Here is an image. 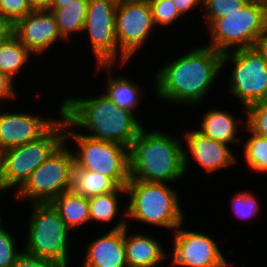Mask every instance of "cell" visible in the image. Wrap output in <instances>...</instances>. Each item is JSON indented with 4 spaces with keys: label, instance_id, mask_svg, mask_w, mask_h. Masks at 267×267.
<instances>
[{
    "label": "cell",
    "instance_id": "6da1fadb",
    "mask_svg": "<svg viewBox=\"0 0 267 267\" xmlns=\"http://www.w3.org/2000/svg\"><path fill=\"white\" fill-rule=\"evenodd\" d=\"M193 47L183 55L164 61L162 66L160 64L150 81L155 98L175 107L194 108L204 104L201 102L206 101L209 91H213L221 72L225 73L222 53L207 45L195 44Z\"/></svg>",
    "mask_w": 267,
    "mask_h": 267
},
{
    "label": "cell",
    "instance_id": "7a4b0ae2",
    "mask_svg": "<svg viewBox=\"0 0 267 267\" xmlns=\"http://www.w3.org/2000/svg\"><path fill=\"white\" fill-rule=\"evenodd\" d=\"M62 116L89 138L119 143L128 148L145 126L133 112L119 108L104 92L93 97L65 96Z\"/></svg>",
    "mask_w": 267,
    "mask_h": 267
},
{
    "label": "cell",
    "instance_id": "3957f363",
    "mask_svg": "<svg viewBox=\"0 0 267 267\" xmlns=\"http://www.w3.org/2000/svg\"><path fill=\"white\" fill-rule=\"evenodd\" d=\"M144 126L129 148L130 179L174 184L185 177L182 135ZM181 138V139H180Z\"/></svg>",
    "mask_w": 267,
    "mask_h": 267
},
{
    "label": "cell",
    "instance_id": "277c9868",
    "mask_svg": "<svg viewBox=\"0 0 267 267\" xmlns=\"http://www.w3.org/2000/svg\"><path fill=\"white\" fill-rule=\"evenodd\" d=\"M170 185L129 179L125 186L128 200H124L127 208V226L132 227L130 224L133 221L143 226L151 225L152 228L162 227L172 233L185 222L186 216L179 198L181 195Z\"/></svg>",
    "mask_w": 267,
    "mask_h": 267
},
{
    "label": "cell",
    "instance_id": "5b68a950",
    "mask_svg": "<svg viewBox=\"0 0 267 267\" xmlns=\"http://www.w3.org/2000/svg\"><path fill=\"white\" fill-rule=\"evenodd\" d=\"M27 238L23 250L31 255L48 259L63 267H72L70 242L75 235L60 217L51 202L30 203ZM71 238V239H70ZM71 250V251H69Z\"/></svg>",
    "mask_w": 267,
    "mask_h": 267
},
{
    "label": "cell",
    "instance_id": "8992f818",
    "mask_svg": "<svg viewBox=\"0 0 267 267\" xmlns=\"http://www.w3.org/2000/svg\"><path fill=\"white\" fill-rule=\"evenodd\" d=\"M267 29V5L249 0L242 8L215 19L205 31L204 45L225 53L236 49L256 47ZM209 31V32H208Z\"/></svg>",
    "mask_w": 267,
    "mask_h": 267
},
{
    "label": "cell",
    "instance_id": "52a82bcc",
    "mask_svg": "<svg viewBox=\"0 0 267 267\" xmlns=\"http://www.w3.org/2000/svg\"><path fill=\"white\" fill-rule=\"evenodd\" d=\"M65 141L63 116L41 137L27 144L0 152L1 180L4 189L16 193L29 176ZM10 189V190H9Z\"/></svg>",
    "mask_w": 267,
    "mask_h": 267
},
{
    "label": "cell",
    "instance_id": "ba28073f",
    "mask_svg": "<svg viewBox=\"0 0 267 267\" xmlns=\"http://www.w3.org/2000/svg\"><path fill=\"white\" fill-rule=\"evenodd\" d=\"M65 141L70 146L74 143L71 147L77 166L109 176L120 187L126 186L130 179L128 147L89 138L78 132L66 119Z\"/></svg>",
    "mask_w": 267,
    "mask_h": 267
},
{
    "label": "cell",
    "instance_id": "9c48e42d",
    "mask_svg": "<svg viewBox=\"0 0 267 267\" xmlns=\"http://www.w3.org/2000/svg\"><path fill=\"white\" fill-rule=\"evenodd\" d=\"M227 63L228 66L232 64L227 96L236 98L245 114L250 105L267 101V64L257 47L223 53L222 69L227 70Z\"/></svg>",
    "mask_w": 267,
    "mask_h": 267
},
{
    "label": "cell",
    "instance_id": "30bf717a",
    "mask_svg": "<svg viewBox=\"0 0 267 267\" xmlns=\"http://www.w3.org/2000/svg\"><path fill=\"white\" fill-rule=\"evenodd\" d=\"M74 164L72 147L64 141L12 195L13 199L24 203L52 202L63 192L70 190L71 170Z\"/></svg>",
    "mask_w": 267,
    "mask_h": 267
},
{
    "label": "cell",
    "instance_id": "8fae6325",
    "mask_svg": "<svg viewBox=\"0 0 267 267\" xmlns=\"http://www.w3.org/2000/svg\"><path fill=\"white\" fill-rule=\"evenodd\" d=\"M155 29L148 0L118 2L115 12V38L119 49V65H127L137 52L139 54L152 40L151 36H155Z\"/></svg>",
    "mask_w": 267,
    "mask_h": 267
},
{
    "label": "cell",
    "instance_id": "7c38bea8",
    "mask_svg": "<svg viewBox=\"0 0 267 267\" xmlns=\"http://www.w3.org/2000/svg\"><path fill=\"white\" fill-rule=\"evenodd\" d=\"M182 222L171 234V250L167 249L173 267H228L232 265L221 251L214 236L188 230ZM172 241V242H171Z\"/></svg>",
    "mask_w": 267,
    "mask_h": 267
},
{
    "label": "cell",
    "instance_id": "4fadbf2b",
    "mask_svg": "<svg viewBox=\"0 0 267 267\" xmlns=\"http://www.w3.org/2000/svg\"><path fill=\"white\" fill-rule=\"evenodd\" d=\"M115 0H88L83 34L96 65H119V49L115 38Z\"/></svg>",
    "mask_w": 267,
    "mask_h": 267
},
{
    "label": "cell",
    "instance_id": "5bb4252c",
    "mask_svg": "<svg viewBox=\"0 0 267 267\" xmlns=\"http://www.w3.org/2000/svg\"><path fill=\"white\" fill-rule=\"evenodd\" d=\"M180 134L185 143L183 150L186 175L187 172L189 174V167L192 165L190 161L203 168V172L208 176L213 175V172L237 166L239 156L234 152L233 147L205 136L194 127Z\"/></svg>",
    "mask_w": 267,
    "mask_h": 267
},
{
    "label": "cell",
    "instance_id": "9a60e30c",
    "mask_svg": "<svg viewBox=\"0 0 267 267\" xmlns=\"http://www.w3.org/2000/svg\"><path fill=\"white\" fill-rule=\"evenodd\" d=\"M0 108L2 107L0 106ZM5 109H0V152L37 140L62 116V102L56 112L59 116L53 118L50 115L48 117L42 115L43 111H41V114H37L35 111L30 113L28 109L18 112L17 109L16 111H11V109L7 111V106Z\"/></svg>",
    "mask_w": 267,
    "mask_h": 267
},
{
    "label": "cell",
    "instance_id": "2e32d148",
    "mask_svg": "<svg viewBox=\"0 0 267 267\" xmlns=\"http://www.w3.org/2000/svg\"><path fill=\"white\" fill-rule=\"evenodd\" d=\"M13 34L35 57L46 55L57 43H64L50 10L31 11L13 25Z\"/></svg>",
    "mask_w": 267,
    "mask_h": 267
},
{
    "label": "cell",
    "instance_id": "e0dca14e",
    "mask_svg": "<svg viewBox=\"0 0 267 267\" xmlns=\"http://www.w3.org/2000/svg\"><path fill=\"white\" fill-rule=\"evenodd\" d=\"M89 242L80 267H127L124 228L108 229Z\"/></svg>",
    "mask_w": 267,
    "mask_h": 267
},
{
    "label": "cell",
    "instance_id": "ac0fdd59",
    "mask_svg": "<svg viewBox=\"0 0 267 267\" xmlns=\"http://www.w3.org/2000/svg\"><path fill=\"white\" fill-rule=\"evenodd\" d=\"M130 228H124L127 267H160L161 263L169 262L168 252L160 239L139 229L137 232L132 229L131 233Z\"/></svg>",
    "mask_w": 267,
    "mask_h": 267
},
{
    "label": "cell",
    "instance_id": "d6986e66",
    "mask_svg": "<svg viewBox=\"0 0 267 267\" xmlns=\"http://www.w3.org/2000/svg\"><path fill=\"white\" fill-rule=\"evenodd\" d=\"M206 111L205 114H201V118V115L198 114L200 122H198V127L195 125V129L218 142L225 143L229 146L233 145V147L241 146L243 142L238 133H240L241 123L247 125V114L244 115L245 119L243 116L242 118H237L232 111L218 108V106L217 108L215 106L214 108L206 109Z\"/></svg>",
    "mask_w": 267,
    "mask_h": 267
},
{
    "label": "cell",
    "instance_id": "ffe728a7",
    "mask_svg": "<svg viewBox=\"0 0 267 267\" xmlns=\"http://www.w3.org/2000/svg\"><path fill=\"white\" fill-rule=\"evenodd\" d=\"M97 66L98 72H108L107 82L105 83L104 89L102 90L105 95L119 108L126 109L133 112L136 116L139 111L138 108L141 106V100L143 98V89L140 88L139 82L132 81L126 74L124 75H113L115 67H122L126 65H95ZM115 76V77H114ZM136 112V113H135Z\"/></svg>",
    "mask_w": 267,
    "mask_h": 267
},
{
    "label": "cell",
    "instance_id": "44dd1931",
    "mask_svg": "<svg viewBox=\"0 0 267 267\" xmlns=\"http://www.w3.org/2000/svg\"><path fill=\"white\" fill-rule=\"evenodd\" d=\"M121 197H127L125 187L89 197L90 224L96 222L95 225L98 223L106 226L107 224H114L113 221H118L114 226H110V230L127 227V208L126 205L121 204L123 202Z\"/></svg>",
    "mask_w": 267,
    "mask_h": 267
},
{
    "label": "cell",
    "instance_id": "7402d4cb",
    "mask_svg": "<svg viewBox=\"0 0 267 267\" xmlns=\"http://www.w3.org/2000/svg\"><path fill=\"white\" fill-rule=\"evenodd\" d=\"M67 227L74 232L90 224L89 198L74 194L70 190L63 192L52 202Z\"/></svg>",
    "mask_w": 267,
    "mask_h": 267
},
{
    "label": "cell",
    "instance_id": "603a6c76",
    "mask_svg": "<svg viewBox=\"0 0 267 267\" xmlns=\"http://www.w3.org/2000/svg\"><path fill=\"white\" fill-rule=\"evenodd\" d=\"M120 186L109 176L80 168L76 164L71 170L70 191L92 197L115 191Z\"/></svg>",
    "mask_w": 267,
    "mask_h": 267
},
{
    "label": "cell",
    "instance_id": "cb8c5ba5",
    "mask_svg": "<svg viewBox=\"0 0 267 267\" xmlns=\"http://www.w3.org/2000/svg\"><path fill=\"white\" fill-rule=\"evenodd\" d=\"M87 4L88 0H72V2L66 4L63 8L50 9L55 17L60 36L65 43L75 41L73 40L74 35L78 36L80 34L79 37L82 36Z\"/></svg>",
    "mask_w": 267,
    "mask_h": 267
},
{
    "label": "cell",
    "instance_id": "d4e9b609",
    "mask_svg": "<svg viewBox=\"0 0 267 267\" xmlns=\"http://www.w3.org/2000/svg\"><path fill=\"white\" fill-rule=\"evenodd\" d=\"M31 58L36 57L14 34L0 44V71L16 82L15 78H19L20 73L26 71L27 65L32 63Z\"/></svg>",
    "mask_w": 267,
    "mask_h": 267
},
{
    "label": "cell",
    "instance_id": "484cf974",
    "mask_svg": "<svg viewBox=\"0 0 267 267\" xmlns=\"http://www.w3.org/2000/svg\"><path fill=\"white\" fill-rule=\"evenodd\" d=\"M245 126L244 130L248 133V137L242 146H240L243 150L242 153L244 156V165H246L250 171L255 172L259 175H267V139L260 137L253 133L247 125Z\"/></svg>",
    "mask_w": 267,
    "mask_h": 267
},
{
    "label": "cell",
    "instance_id": "4316f807",
    "mask_svg": "<svg viewBox=\"0 0 267 267\" xmlns=\"http://www.w3.org/2000/svg\"><path fill=\"white\" fill-rule=\"evenodd\" d=\"M230 198V210L233 211V215L239 220H243L244 222L250 219L253 221L257 219L256 217L259 216V213L262 209H260L262 205L261 202L259 203V199H257V195L252 192V189H243L240 192H234ZM260 209V210H259ZM258 215V216H257Z\"/></svg>",
    "mask_w": 267,
    "mask_h": 267
},
{
    "label": "cell",
    "instance_id": "83f0119b",
    "mask_svg": "<svg viewBox=\"0 0 267 267\" xmlns=\"http://www.w3.org/2000/svg\"><path fill=\"white\" fill-rule=\"evenodd\" d=\"M249 0H203V9L201 17L208 27L215 19L227 16V14L236 12Z\"/></svg>",
    "mask_w": 267,
    "mask_h": 267
},
{
    "label": "cell",
    "instance_id": "f1b7e54d",
    "mask_svg": "<svg viewBox=\"0 0 267 267\" xmlns=\"http://www.w3.org/2000/svg\"><path fill=\"white\" fill-rule=\"evenodd\" d=\"M152 10L153 22L158 31L161 28H165L168 32L169 27L175 26L174 23L180 19H183V16L178 12L176 6L172 0H148ZM182 17V18H181Z\"/></svg>",
    "mask_w": 267,
    "mask_h": 267
},
{
    "label": "cell",
    "instance_id": "f546056e",
    "mask_svg": "<svg viewBox=\"0 0 267 267\" xmlns=\"http://www.w3.org/2000/svg\"><path fill=\"white\" fill-rule=\"evenodd\" d=\"M4 225H6L5 222L0 225V267H12L23 252V247L21 249L17 247L16 235L11 231L9 232Z\"/></svg>",
    "mask_w": 267,
    "mask_h": 267
},
{
    "label": "cell",
    "instance_id": "4dcf8cb0",
    "mask_svg": "<svg viewBox=\"0 0 267 267\" xmlns=\"http://www.w3.org/2000/svg\"><path fill=\"white\" fill-rule=\"evenodd\" d=\"M246 111L247 127L256 135L267 139V101L254 103Z\"/></svg>",
    "mask_w": 267,
    "mask_h": 267
},
{
    "label": "cell",
    "instance_id": "1f68e13d",
    "mask_svg": "<svg viewBox=\"0 0 267 267\" xmlns=\"http://www.w3.org/2000/svg\"><path fill=\"white\" fill-rule=\"evenodd\" d=\"M31 11L28 0H0V14L12 25Z\"/></svg>",
    "mask_w": 267,
    "mask_h": 267
},
{
    "label": "cell",
    "instance_id": "d6a6232c",
    "mask_svg": "<svg viewBox=\"0 0 267 267\" xmlns=\"http://www.w3.org/2000/svg\"><path fill=\"white\" fill-rule=\"evenodd\" d=\"M12 267H63L60 264L31 255L23 250Z\"/></svg>",
    "mask_w": 267,
    "mask_h": 267
},
{
    "label": "cell",
    "instance_id": "836d02e7",
    "mask_svg": "<svg viewBox=\"0 0 267 267\" xmlns=\"http://www.w3.org/2000/svg\"><path fill=\"white\" fill-rule=\"evenodd\" d=\"M15 84L16 81L0 71V106H3L1 104H4L6 100L8 102L18 100V94L20 93H18L19 91L16 89L17 86Z\"/></svg>",
    "mask_w": 267,
    "mask_h": 267
},
{
    "label": "cell",
    "instance_id": "e575fe53",
    "mask_svg": "<svg viewBox=\"0 0 267 267\" xmlns=\"http://www.w3.org/2000/svg\"><path fill=\"white\" fill-rule=\"evenodd\" d=\"M176 6L178 12L185 17L187 14L191 13L196 9H203V0H172Z\"/></svg>",
    "mask_w": 267,
    "mask_h": 267
},
{
    "label": "cell",
    "instance_id": "d590c367",
    "mask_svg": "<svg viewBox=\"0 0 267 267\" xmlns=\"http://www.w3.org/2000/svg\"><path fill=\"white\" fill-rule=\"evenodd\" d=\"M13 34V25L0 14V44Z\"/></svg>",
    "mask_w": 267,
    "mask_h": 267
},
{
    "label": "cell",
    "instance_id": "8d00e7d4",
    "mask_svg": "<svg viewBox=\"0 0 267 267\" xmlns=\"http://www.w3.org/2000/svg\"><path fill=\"white\" fill-rule=\"evenodd\" d=\"M32 11L36 10H50L52 0H28Z\"/></svg>",
    "mask_w": 267,
    "mask_h": 267
},
{
    "label": "cell",
    "instance_id": "74e56055",
    "mask_svg": "<svg viewBox=\"0 0 267 267\" xmlns=\"http://www.w3.org/2000/svg\"><path fill=\"white\" fill-rule=\"evenodd\" d=\"M256 47L263 54L267 64V29L264 34L257 41Z\"/></svg>",
    "mask_w": 267,
    "mask_h": 267
},
{
    "label": "cell",
    "instance_id": "f35d334b",
    "mask_svg": "<svg viewBox=\"0 0 267 267\" xmlns=\"http://www.w3.org/2000/svg\"><path fill=\"white\" fill-rule=\"evenodd\" d=\"M70 2H72V0H52L51 8H63Z\"/></svg>",
    "mask_w": 267,
    "mask_h": 267
},
{
    "label": "cell",
    "instance_id": "ab89813d",
    "mask_svg": "<svg viewBox=\"0 0 267 267\" xmlns=\"http://www.w3.org/2000/svg\"><path fill=\"white\" fill-rule=\"evenodd\" d=\"M5 192H7V191L4 189L3 184H2V180H1V169H0V193H2V194L5 195ZM2 194H0V196H2Z\"/></svg>",
    "mask_w": 267,
    "mask_h": 267
},
{
    "label": "cell",
    "instance_id": "60d3db41",
    "mask_svg": "<svg viewBox=\"0 0 267 267\" xmlns=\"http://www.w3.org/2000/svg\"><path fill=\"white\" fill-rule=\"evenodd\" d=\"M253 1L260 2V3L267 5V0H253Z\"/></svg>",
    "mask_w": 267,
    "mask_h": 267
},
{
    "label": "cell",
    "instance_id": "b9f144b4",
    "mask_svg": "<svg viewBox=\"0 0 267 267\" xmlns=\"http://www.w3.org/2000/svg\"><path fill=\"white\" fill-rule=\"evenodd\" d=\"M4 217H3V214L1 215V212H0V225L2 224V223H4Z\"/></svg>",
    "mask_w": 267,
    "mask_h": 267
}]
</instances>
